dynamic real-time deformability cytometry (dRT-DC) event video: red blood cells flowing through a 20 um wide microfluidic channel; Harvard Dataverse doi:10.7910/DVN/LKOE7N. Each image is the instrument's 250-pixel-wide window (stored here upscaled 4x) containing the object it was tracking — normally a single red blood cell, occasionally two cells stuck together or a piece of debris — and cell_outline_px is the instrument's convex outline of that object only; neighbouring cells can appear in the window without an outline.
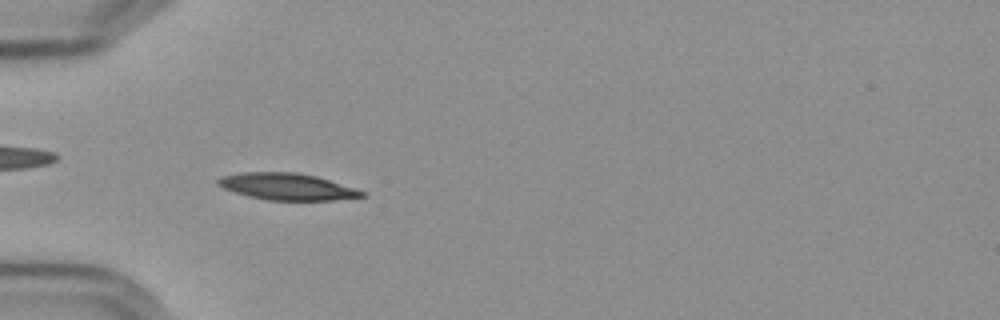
{"species": "Egyptian fruit bat (a non-hibernating species)", "species_latin": "Rousettus aegyptiacus", "temperature_condition": "cold", "stored_images_in_passage": 57, "camera_frame_rate_fps": 3000, "um_per_image_px": 0.085, "frame": {"image": 1, "passage_image": 18, "time_ms": 5.667, "image_size_px": [1000, 320], "cell_outline_px": [[368, 196], [332, 200], [268, 200], [248, 196], [224, 188], [216, 184], [216, 180], [220, 176], [244, 172], [296, 172], [316, 176], [364, 192]], "centroid_in_image_um": [24.35, 15.86], "position_along_channel_um": 60.7, "area_um2": 22.14}}
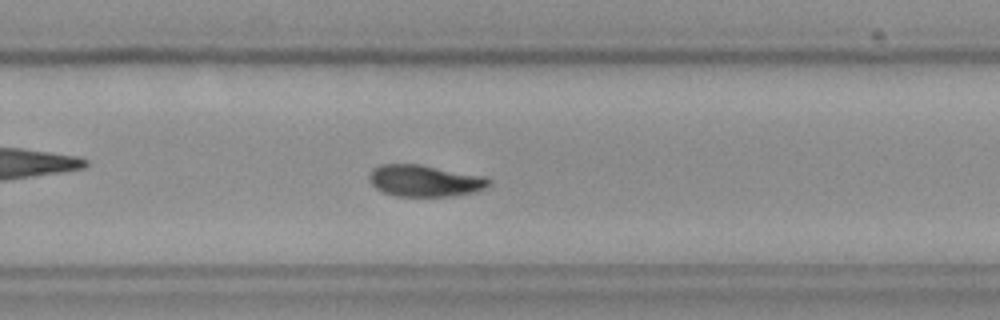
{"frame": {"image": 2, "passage_image": 38, "time_ms": 12.333, "image_size_px": [1000, 320], "cell_outline_px": [[488, 184], [484, 188], [472, 192], [452, 196], [396, 196], [384, 192], [376, 188], [368, 180], [368, 176], [372, 168], [380, 164], [416, 164], [472, 176], [488, 180]], "centroid_in_image_um": [35.9, 15.38], "position_along_channel_um": 293.9, "area_um2": 21.04}}
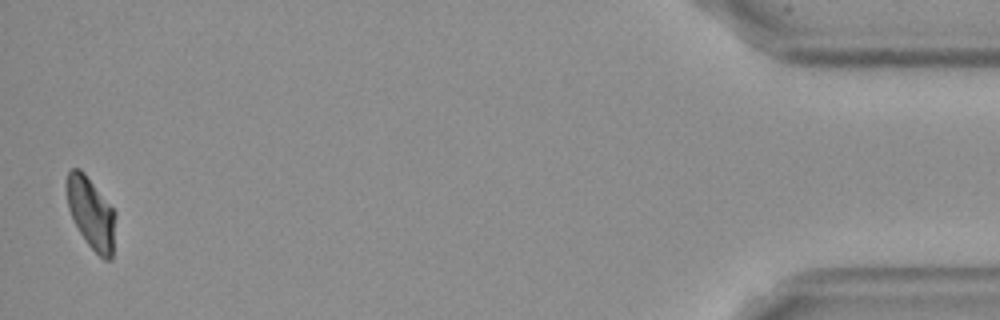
{"frame": {"image": 3, "passage_image": 56, "time_ms": 18.333, "image_size_px": [1000, 320], "cell_outline_px": [[116, 216], [112, 260], [104, 260], [88, 244], [80, 232], [68, 208], [68, 172], [72, 168], [80, 168], [84, 172], [116, 212]], "centroid_in_image_um": [7.79, 18.14], "position_along_channel_um": 427.4, "area_um2": 19.94}, "authors_computed_cell_mechanics": {"area_um2": 21.2126, "velocity_mm_per_s": 3.5913, "shape_relaxation_time_tau1_ms": 8.228, "shape_relaxation_time_tau2_ms": null, "deformation_change_tau1": 0.2118, "deformation_change_tau2": null}}